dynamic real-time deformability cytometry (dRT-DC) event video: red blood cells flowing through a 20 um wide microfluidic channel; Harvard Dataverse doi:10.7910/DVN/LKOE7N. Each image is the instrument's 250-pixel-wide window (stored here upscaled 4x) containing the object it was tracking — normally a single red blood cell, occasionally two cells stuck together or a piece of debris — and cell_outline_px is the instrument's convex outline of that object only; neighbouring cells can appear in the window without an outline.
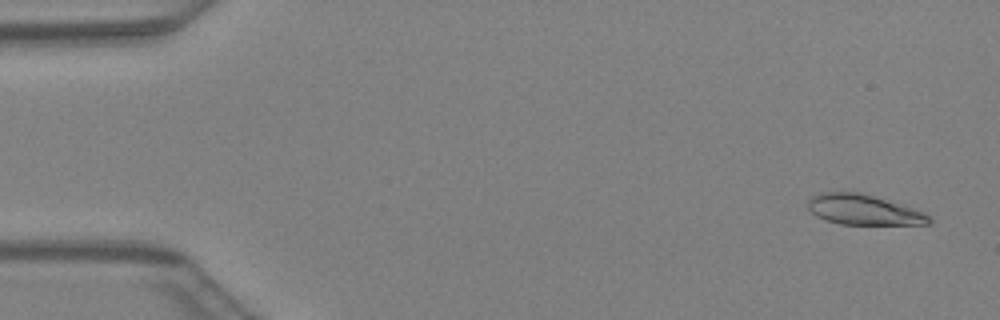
{"species": "Egyptian fruit bat (a non-hibernating species)", "species_latin": "Rousettus aegyptiacus", "temperature_condition": "warm", "stored_images_in_passage": 47, "camera_frame_rate_fps": 3000, "um_per_image_px": 0.085, "animal": {"sex": "female"}, "frame": {"image": 1, "passage_image": 3, "time_ms": 0.667, "image_size_px": [1000, 320], "cell_outline_px": [[932, 220], [928, 224], [840, 224], [824, 220], [816, 216], [808, 208], [808, 200], [812, 196], [820, 192], [860, 192], [912, 208], [924, 212]], "centroid_in_image_um": [73.35, 17.83], "position_along_channel_um": 11.7, "area_um2": 21.1}}
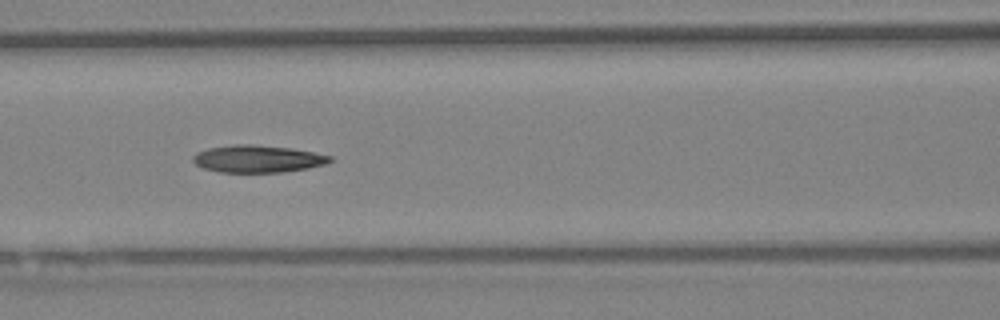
{"frame": {"image": 2, "passage_image": 21, "time_ms": 6.667, "image_size_px": [1000, 320], "cell_outline_px": [[332, 160], [324, 164], [308, 168], [284, 172], [220, 172], [204, 168], [196, 164], [192, 160], [192, 156], [196, 152], [208, 148], [232, 144], [252, 144], [292, 148], [332, 156]], "centroid_in_image_um": [21.87, 13.49], "position_along_channel_um": 144.7, "area_um2": 21.79}}
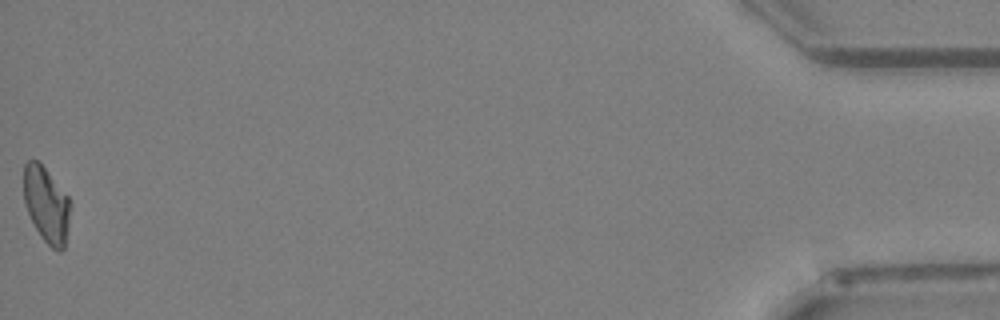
{"frame": {"image": 3, "passage_image": 47, "time_ms": 15.333, "image_size_px": [1000, 320], "cell_outline_px": [[68, 224], [64, 248], [60, 252], [52, 248], [44, 240], [36, 228], [28, 212], [24, 200], [24, 164], [28, 160], [40, 160], [68, 196]], "centroid_in_image_um": [3.92, 17.34], "position_along_channel_um": 431.3, "area_um2": 20.23}}